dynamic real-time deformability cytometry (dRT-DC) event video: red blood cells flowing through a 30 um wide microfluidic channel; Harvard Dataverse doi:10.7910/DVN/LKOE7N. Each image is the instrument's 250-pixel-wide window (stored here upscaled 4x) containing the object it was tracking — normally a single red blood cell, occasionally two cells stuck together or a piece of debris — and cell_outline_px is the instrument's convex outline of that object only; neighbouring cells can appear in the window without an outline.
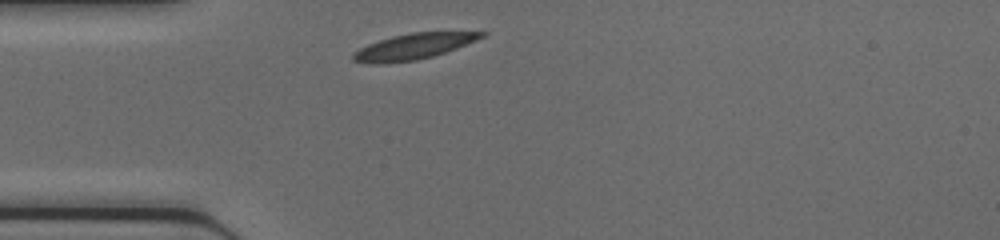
{"species": "common noctule bat (a hibernating species)", "species_latin": "Nyctalus noctula", "temperature_condition": "cold", "stored_images_in_passage": 23, "camera_frame_rate_fps": 3000, "um_per_image_px": 0.085, "animal": {"sex": "female", "body_mass_g": 17.0, "forearm_length_mm": 48.0}, "frame": {"image": 1, "passage_image": 1, "time_ms": 0.0, "image_size_px": [1000, 240], "cell_outline_px": [[480, 32], [476, 36], [460, 44], [424, 56], [400, 60], [360, 60], [356, 56], [364, 48], [388, 40], [404, 36], [428, 32]], "centroid_in_image_um": [35.22, 3.89], "position_along_channel_um": 49.8, "area_um2": 14.74}}
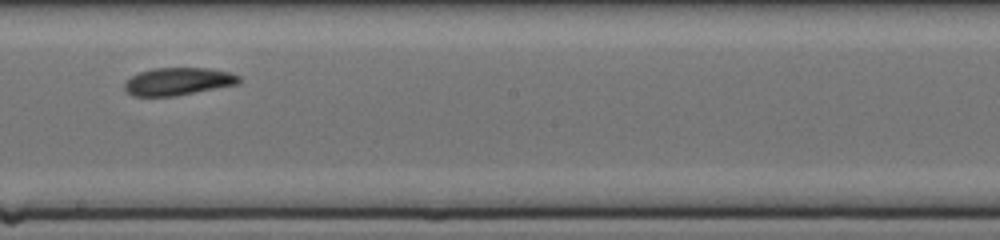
{"frame": {"image": 2, "passage_image": 14, "time_ms": 4.333, "image_size_px": [1000, 240], "cell_outline_px": [[236, 80], [224, 84], [184, 92], [132, 92], [128, 88], [128, 84], [132, 80], [148, 72], [216, 72], [232, 76]], "centroid_in_image_um": [15.09, 6.93], "position_along_channel_um": 233.1, "area_um2": 12.37}}
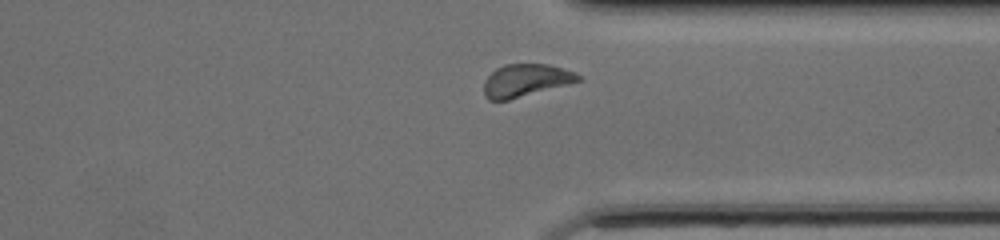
{"frame": {"image": 3, "passage_image": 23, "time_ms": 7.333, "image_size_px": [1000, 240], "cell_outline_px": [[576, 80], [504, 100], [492, 100], [488, 96], [516, 64], [536, 64], [556, 68], [576, 76]], "centroid_in_image_um": [44.99, 6.87], "position_along_channel_um": 366.4, "area_um2": 12.95}}